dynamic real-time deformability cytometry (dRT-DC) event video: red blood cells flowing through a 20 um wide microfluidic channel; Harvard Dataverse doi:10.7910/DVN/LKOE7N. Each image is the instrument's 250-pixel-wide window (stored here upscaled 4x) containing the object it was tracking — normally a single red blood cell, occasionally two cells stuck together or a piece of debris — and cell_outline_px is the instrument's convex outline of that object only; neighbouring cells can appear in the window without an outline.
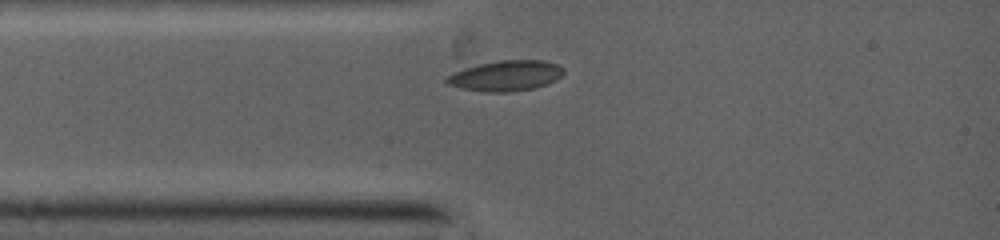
{"species": "common noctule bat (a hibernating species)", "species_latin": "Nyctalus noctula", "temperature_condition": "warm", "stored_images_in_passage": 4, "camera_frame_rate_fps": 5000, "um_per_image_px": 0.085, "animal": {"sex": "female", "body_mass_g": 19.0, "forearm_length_mm": 53.3}, "frame": {"image": 1, "passage_image": 1, "time_ms": 0.0, "image_size_px": [1000, 240], "cell_outline_px": [[564, 72], [556, 80], [532, 88], [512, 92], [484, 92], [464, 88], [448, 84], [444, 80], [448, 76], [464, 68], [480, 64], [500, 60], [544, 60], [556, 64], [564, 68]], "centroid_in_image_um": [43.01, 6.43], "position_along_channel_um": 42.0, "area_um2": 20.46}}
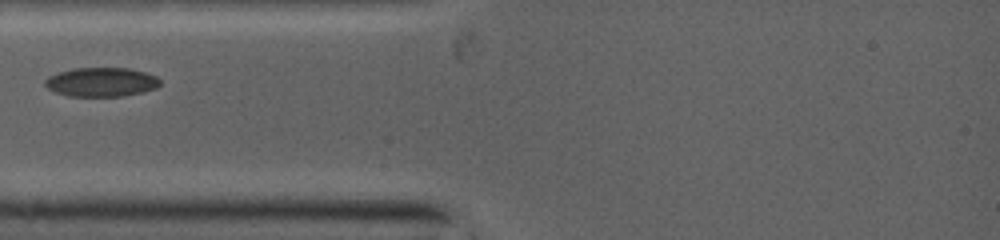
{"frame": {"image": 2, "passage_image": 2, "time_ms": 0.8, "image_size_px": [1000, 240], "cell_outline_px": [[160, 84], [156, 88], [140, 92], [120, 96], [72, 96], [56, 92], [48, 88], [44, 84], [44, 80], [60, 72], [76, 68], [128, 68], [144, 72], [156, 76], [160, 80]], "centroid_in_image_um": [8.63, 6.97], "position_along_channel_um": 76.4, "area_um2": 19.13}}
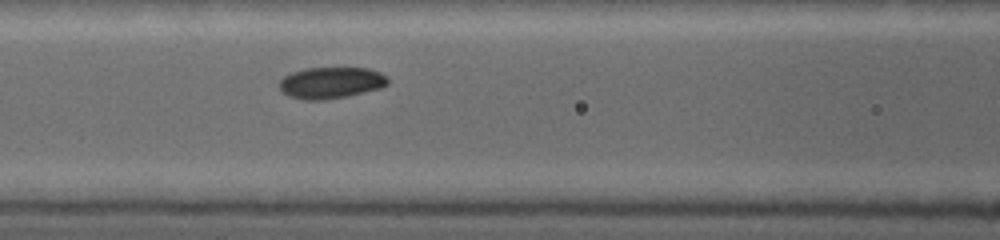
{"frame": {"image": 3, "passage_image": 4, "time_ms": 2.2, "image_size_px": [1000, 240], "cell_outline_px": [[388, 84], [380, 88], [344, 96], [324, 100], [304, 100], [288, 96], [280, 88], [280, 80], [284, 76], [292, 72], [304, 68], [368, 68], [380, 72], [388, 80]], "centroid_in_image_um": [28.1, 7.03], "position_along_channel_um": 138.5, "area_um2": 19.65}}